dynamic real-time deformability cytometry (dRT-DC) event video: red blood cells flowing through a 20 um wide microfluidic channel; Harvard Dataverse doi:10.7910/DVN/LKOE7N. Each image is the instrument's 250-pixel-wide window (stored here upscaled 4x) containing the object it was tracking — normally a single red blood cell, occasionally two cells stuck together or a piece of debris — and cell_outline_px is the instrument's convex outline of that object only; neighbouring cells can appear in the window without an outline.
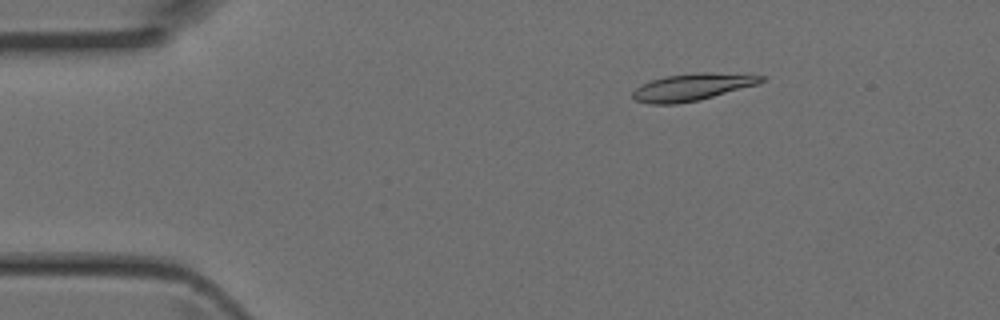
{"species": "Egyptian fruit bat (a non-hibernating species)", "species_latin": "Rousettus aegyptiacus", "temperature_condition": "room temperature", "stored_images_in_passage": 5, "camera_frame_rate_fps": 3000, "um_per_image_px": 0.085, "animal": {"sex": "female"}, "frame": {"image": 1, "passage_image": 2, "time_ms": 0.333, "image_size_px": [1000, 320], "cell_outline_px": [[764, 80], [760, 84], [700, 100], [676, 104], [648, 104], [636, 100], [632, 96], [632, 92], [640, 84], [664, 76], [696, 72], [708, 72], [764, 76]], "centroid_in_image_um": [58.82, 7.4], "position_along_channel_um": 26.2, "area_um2": 20.4}}
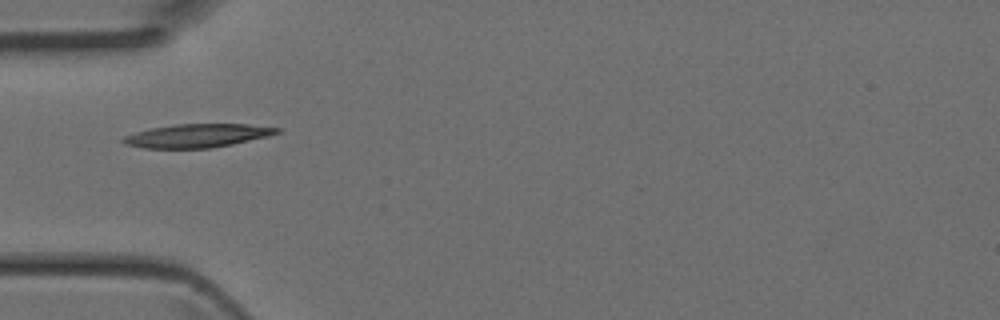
{"frame": {"image": 2, "passage_image": 4, "time_ms": 1.0, "image_size_px": [1000, 320], "cell_outline_px": [[280, 132], [268, 136], [232, 144], [208, 148], [144, 148], [124, 144], [120, 140], [124, 136], [136, 132], [152, 128], [176, 124], [248, 124], [280, 128]], "centroid_in_image_um": [16.75, 11.53], "position_along_channel_um": 68.2, "area_um2": 20.87}}
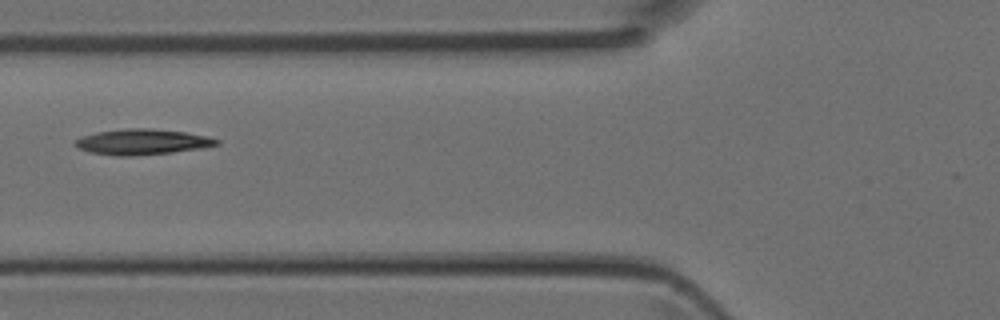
{"frame": {"image": 3, "passage_image": 5, "time_ms": 1.333, "image_size_px": [1000, 320], "cell_outline_px": [[220, 144], [204, 148], [172, 152], [132, 156], [120, 156], [92, 152], [80, 148], [76, 144], [76, 140], [84, 136], [96, 132], [124, 128], [148, 128], [184, 132], [208, 136], [220, 140]], "centroid_in_image_um": [12.17, 12.05], "position_along_channel_um": 113.6, "area_um2": 20.87}}